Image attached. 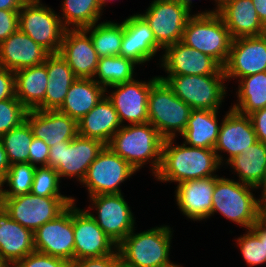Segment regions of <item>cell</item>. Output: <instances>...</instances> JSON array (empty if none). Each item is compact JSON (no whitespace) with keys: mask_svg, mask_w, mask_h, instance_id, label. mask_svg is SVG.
I'll return each instance as SVG.
<instances>
[{"mask_svg":"<svg viewBox=\"0 0 266 267\" xmlns=\"http://www.w3.org/2000/svg\"><path fill=\"white\" fill-rule=\"evenodd\" d=\"M174 144V138L164 139L160 167L154 175L156 180L178 184L218 176L215 173L221 165L214 149Z\"/></svg>","mask_w":266,"mask_h":267,"instance_id":"obj_1","label":"cell"},{"mask_svg":"<svg viewBox=\"0 0 266 267\" xmlns=\"http://www.w3.org/2000/svg\"><path fill=\"white\" fill-rule=\"evenodd\" d=\"M163 142L164 138L157 129L147 122L121 126L107 147L127 161L136 172L149 162L154 176L160 167Z\"/></svg>","mask_w":266,"mask_h":267,"instance_id":"obj_2","label":"cell"},{"mask_svg":"<svg viewBox=\"0 0 266 267\" xmlns=\"http://www.w3.org/2000/svg\"><path fill=\"white\" fill-rule=\"evenodd\" d=\"M133 229L117 246L120 262L127 267H172L169 258L173 231L161 225L139 233Z\"/></svg>","mask_w":266,"mask_h":267,"instance_id":"obj_3","label":"cell"},{"mask_svg":"<svg viewBox=\"0 0 266 267\" xmlns=\"http://www.w3.org/2000/svg\"><path fill=\"white\" fill-rule=\"evenodd\" d=\"M255 189L238 180L216 176L211 216L220 213L227 220L250 229L262 216V200L252 193Z\"/></svg>","mask_w":266,"mask_h":267,"instance_id":"obj_4","label":"cell"},{"mask_svg":"<svg viewBox=\"0 0 266 267\" xmlns=\"http://www.w3.org/2000/svg\"><path fill=\"white\" fill-rule=\"evenodd\" d=\"M182 42L209 55L224 67L229 58L232 38L220 15L205 10L189 18Z\"/></svg>","mask_w":266,"mask_h":267,"instance_id":"obj_5","label":"cell"},{"mask_svg":"<svg viewBox=\"0 0 266 267\" xmlns=\"http://www.w3.org/2000/svg\"><path fill=\"white\" fill-rule=\"evenodd\" d=\"M191 111L192 108L177 97L163 79L158 78L152 84L148 97V122L164 139L176 140L184 132Z\"/></svg>","mask_w":266,"mask_h":267,"instance_id":"obj_6","label":"cell"},{"mask_svg":"<svg viewBox=\"0 0 266 267\" xmlns=\"http://www.w3.org/2000/svg\"><path fill=\"white\" fill-rule=\"evenodd\" d=\"M192 109L219 110L227 94L225 75L158 76Z\"/></svg>","mask_w":266,"mask_h":267,"instance_id":"obj_7","label":"cell"},{"mask_svg":"<svg viewBox=\"0 0 266 267\" xmlns=\"http://www.w3.org/2000/svg\"><path fill=\"white\" fill-rule=\"evenodd\" d=\"M18 27L49 54L60 52L66 29L57 12L41 0H26L22 4Z\"/></svg>","mask_w":266,"mask_h":267,"instance_id":"obj_8","label":"cell"},{"mask_svg":"<svg viewBox=\"0 0 266 267\" xmlns=\"http://www.w3.org/2000/svg\"><path fill=\"white\" fill-rule=\"evenodd\" d=\"M73 197H40L31 192L16 197H2L0 205L10 218L32 232L56 219L73 202Z\"/></svg>","mask_w":266,"mask_h":267,"instance_id":"obj_9","label":"cell"},{"mask_svg":"<svg viewBox=\"0 0 266 267\" xmlns=\"http://www.w3.org/2000/svg\"><path fill=\"white\" fill-rule=\"evenodd\" d=\"M106 145L101 141L77 135L70 142L50 147L48 166L62 178H76L82 182L89 166Z\"/></svg>","mask_w":266,"mask_h":267,"instance_id":"obj_10","label":"cell"},{"mask_svg":"<svg viewBox=\"0 0 266 267\" xmlns=\"http://www.w3.org/2000/svg\"><path fill=\"white\" fill-rule=\"evenodd\" d=\"M136 173L133 167L105 146L89 166L82 184L88 197L101 194H120L121 183Z\"/></svg>","mask_w":266,"mask_h":267,"instance_id":"obj_11","label":"cell"},{"mask_svg":"<svg viewBox=\"0 0 266 267\" xmlns=\"http://www.w3.org/2000/svg\"><path fill=\"white\" fill-rule=\"evenodd\" d=\"M89 200L92 205L85 210L117 246L136 228L134 214L123 193L94 195Z\"/></svg>","mask_w":266,"mask_h":267,"instance_id":"obj_12","label":"cell"},{"mask_svg":"<svg viewBox=\"0 0 266 267\" xmlns=\"http://www.w3.org/2000/svg\"><path fill=\"white\" fill-rule=\"evenodd\" d=\"M175 0H154L140 15L149 24L156 42L165 47L182 41L185 25L193 15Z\"/></svg>","mask_w":266,"mask_h":267,"instance_id":"obj_13","label":"cell"},{"mask_svg":"<svg viewBox=\"0 0 266 267\" xmlns=\"http://www.w3.org/2000/svg\"><path fill=\"white\" fill-rule=\"evenodd\" d=\"M158 78V76L152 77L148 82L138 81L135 78L130 82L109 87L112 88V92L106 90V96L113 104L122 126L125 125L126 121L128 125L129 123L143 124L148 122L149 92L152 84Z\"/></svg>","mask_w":266,"mask_h":267,"instance_id":"obj_14","label":"cell"},{"mask_svg":"<svg viewBox=\"0 0 266 267\" xmlns=\"http://www.w3.org/2000/svg\"><path fill=\"white\" fill-rule=\"evenodd\" d=\"M35 251L54 257L74 260L73 203L56 219L48 221L35 232Z\"/></svg>","mask_w":266,"mask_h":267,"instance_id":"obj_15","label":"cell"},{"mask_svg":"<svg viewBox=\"0 0 266 267\" xmlns=\"http://www.w3.org/2000/svg\"><path fill=\"white\" fill-rule=\"evenodd\" d=\"M227 80L266 71V35L232 39L230 54L223 67Z\"/></svg>","mask_w":266,"mask_h":267,"instance_id":"obj_16","label":"cell"},{"mask_svg":"<svg viewBox=\"0 0 266 267\" xmlns=\"http://www.w3.org/2000/svg\"><path fill=\"white\" fill-rule=\"evenodd\" d=\"M163 52L160 68L168 75H225L215 59L182 41L165 47Z\"/></svg>","mask_w":266,"mask_h":267,"instance_id":"obj_17","label":"cell"},{"mask_svg":"<svg viewBox=\"0 0 266 267\" xmlns=\"http://www.w3.org/2000/svg\"><path fill=\"white\" fill-rule=\"evenodd\" d=\"M74 260L115 253L117 245L92 216L73 202Z\"/></svg>","mask_w":266,"mask_h":267,"instance_id":"obj_18","label":"cell"},{"mask_svg":"<svg viewBox=\"0 0 266 267\" xmlns=\"http://www.w3.org/2000/svg\"><path fill=\"white\" fill-rule=\"evenodd\" d=\"M257 141L250 117L230 108L221 121L219 135L214 146L221 167L233 157L246 152ZM222 152L227 153L229 157L225 159Z\"/></svg>","mask_w":266,"mask_h":267,"instance_id":"obj_19","label":"cell"},{"mask_svg":"<svg viewBox=\"0 0 266 267\" xmlns=\"http://www.w3.org/2000/svg\"><path fill=\"white\" fill-rule=\"evenodd\" d=\"M123 38L120 56L128 58L138 66L155 57L163 48L156 42L146 20L138 13L123 20ZM158 51V52H157Z\"/></svg>","mask_w":266,"mask_h":267,"instance_id":"obj_20","label":"cell"},{"mask_svg":"<svg viewBox=\"0 0 266 267\" xmlns=\"http://www.w3.org/2000/svg\"><path fill=\"white\" fill-rule=\"evenodd\" d=\"M25 120L31 127L33 136L49 147L60 142H70L78 135V122L58 110H29Z\"/></svg>","mask_w":266,"mask_h":267,"instance_id":"obj_21","label":"cell"},{"mask_svg":"<svg viewBox=\"0 0 266 267\" xmlns=\"http://www.w3.org/2000/svg\"><path fill=\"white\" fill-rule=\"evenodd\" d=\"M215 183L216 176H211L177 184L174 196L178 208L185 217L193 221H206L211 217Z\"/></svg>","mask_w":266,"mask_h":267,"instance_id":"obj_22","label":"cell"},{"mask_svg":"<svg viewBox=\"0 0 266 267\" xmlns=\"http://www.w3.org/2000/svg\"><path fill=\"white\" fill-rule=\"evenodd\" d=\"M59 53L77 78L93 79L99 56L90 36L83 29L65 30Z\"/></svg>","mask_w":266,"mask_h":267,"instance_id":"obj_23","label":"cell"},{"mask_svg":"<svg viewBox=\"0 0 266 267\" xmlns=\"http://www.w3.org/2000/svg\"><path fill=\"white\" fill-rule=\"evenodd\" d=\"M49 53L19 28L0 43V67L13 72L45 62Z\"/></svg>","mask_w":266,"mask_h":267,"instance_id":"obj_24","label":"cell"},{"mask_svg":"<svg viewBox=\"0 0 266 267\" xmlns=\"http://www.w3.org/2000/svg\"><path fill=\"white\" fill-rule=\"evenodd\" d=\"M33 251V232L11 219L0 205V256L13 267Z\"/></svg>","mask_w":266,"mask_h":267,"instance_id":"obj_25","label":"cell"},{"mask_svg":"<svg viewBox=\"0 0 266 267\" xmlns=\"http://www.w3.org/2000/svg\"><path fill=\"white\" fill-rule=\"evenodd\" d=\"M119 116L105 95L96 106L78 122V135L101 141L106 146L121 128Z\"/></svg>","mask_w":266,"mask_h":267,"instance_id":"obj_26","label":"cell"},{"mask_svg":"<svg viewBox=\"0 0 266 267\" xmlns=\"http://www.w3.org/2000/svg\"><path fill=\"white\" fill-rule=\"evenodd\" d=\"M45 66L47 68L48 84L45 100L37 109L58 110L77 77L60 53L49 54L45 59Z\"/></svg>","mask_w":266,"mask_h":267,"instance_id":"obj_27","label":"cell"},{"mask_svg":"<svg viewBox=\"0 0 266 267\" xmlns=\"http://www.w3.org/2000/svg\"><path fill=\"white\" fill-rule=\"evenodd\" d=\"M232 39L264 35L263 25L252 0H234L217 12Z\"/></svg>","mask_w":266,"mask_h":267,"instance_id":"obj_28","label":"cell"},{"mask_svg":"<svg viewBox=\"0 0 266 267\" xmlns=\"http://www.w3.org/2000/svg\"><path fill=\"white\" fill-rule=\"evenodd\" d=\"M105 95L106 89L93 79L77 78L58 111L79 122Z\"/></svg>","mask_w":266,"mask_h":267,"instance_id":"obj_29","label":"cell"},{"mask_svg":"<svg viewBox=\"0 0 266 267\" xmlns=\"http://www.w3.org/2000/svg\"><path fill=\"white\" fill-rule=\"evenodd\" d=\"M15 73V96L29 110L37 109L45 100L48 74L45 62L19 69Z\"/></svg>","mask_w":266,"mask_h":267,"instance_id":"obj_30","label":"cell"},{"mask_svg":"<svg viewBox=\"0 0 266 267\" xmlns=\"http://www.w3.org/2000/svg\"><path fill=\"white\" fill-rule=\"evenodd\" d=\"M218 110L192 109L187 126L181 136L185 144L214 149L220 131Z\"/></svg>","mask_w":266,"mask_h":267,"instance_id":"obj_31","label":"cell"},{"mask_svg":"<svg viewBox=\"0 0 266 267\" xmlns=\"http://www.w3.org/2000/svg\"><path fill=\"white\" fill-rule=\"evenodd\" d=\"M226 164L237 174L239 182L257 188L266 172V144L257 141L246 152L233 157Z\"/></svg>","mask_w":266,"mask_h":267,"instance_id":"obj_32","label":"cell"},{"mask_svg":"<svg viewBox=\"0 0 266 267\" xmlns=\"http://www.w3.org/2000/svg\"><path fill=\"white\" fill-rule=\"evenodd\" d=\"M238 82L237 103L230 106L243 115L266 107V71L243 77Z\"/></svg>","mask_w":266,"mask_h":267,"instance_id":"obj_33","label":"cell"},{"mask_svg":"<svg viewBox=\"0 0 266 267\" xmlns=\"http://www.w3.org/2000/svg\"><path fill=\"white\" fill-rule=\"evenodd\" d=\"M59 15L66 30H79L101 20L103 8L99 0H63Z\"/></svg>","mask_w":266,"mask_h":267,"instance_id":"obj_34","label":"cell"},{"mask_svg":"<svg viewBox=\"0 0 266 267\" xmlns=\"http://www.w3.org/2000/svg\"><path fill=\"white\" fill-rule=\"evenodd\" d=\"M136 65L132 60L120 55L99 58L93 80L106 90L111 86L130 82L135 78Z\"/></svg>","mask_w":266,"mask_h":267,"instance_id":"obj_35","label":"cell"},{"mask_svg":"<svg viewBox=\"0 0 266 267\" xmlns=\"http://www.w3.org/2000/svg\"><path fill=\"white\" fill-rule=\"evenodd\" d=\"M83 30L90 36L99 58L119 55L123 38L122 22L101 21Z\"/></svg>","mask_w":266,"mask_h":267,"instance_id":"obj_36","label":"cell"},{"mask_svg":"<svg viewBox=\"0 0 266 267\" xmlns=\"http://www.w3.org/2000/svg\"><path fill=\"white\" fill-rule=\"evenodd\" d=\"M33 138L32 129L26 120L0 138L11 165L29 163V150Z\"/></svg>","mask_w":266,"mask_h":267,"instance_id":"obj_37","label":"cell"},{"mask_svg":"<svg viewBox=\"0 0 266 267\" xmlns=\"http://www.w3.org/2000/svg\"><path fill=\"white\" fill-rule=\"evenodd\" d=\"M36 166L30 163H16L10 166L6 176L2 179L3 187L7 183L8 189H2V197H16L31 192Z\"/></svg>","mask_w":266,"mask_h":267,"instance_id":"obj_38","label":"cell"},{"mask_svg":"<svg viewBox=\"0 0 266 267\" xmlns=\"http://www.w3.org/2000/svg\"><path fill=\"white\" fill-rule=\"evenodd\" d=\"M60 177L50 166H37L34 172L31 193L40 197H71L60 192Z\"/></svg>","mask_w":266,"mask_h":267,"instance_id":"obj_39","label":"cell"},{"mask_svg":"<svg viewBox=\"0 0 266 267\" xmlns=\"http://www.w3.org/2000/svg\"><path fill=\"white\" fill-rule=\"evenodd\" d=\"M243 260L250 267L266 264L265 238H258L250 229L236 240Z\"/></svg>","mask_w":266,"mask_h":267,"instance_id":"obj_40","label":"cell"},{"mask_svg":"<svg viewBox=\"0 0 266 267\" xmlns=\"http://www.w3.org/2000/svg\"><path fill=\"white\" fill-rule=\"evenodd\" d=\"M27 111L16 96L0 101V138L24 122Z\"/></svg>","mask_w":266,"mask_h":267,"instance_id":"obj_41","label":"cell"},{"mask_svg":"<svg viewBox=\"0 0 266 267\" xmlns=\"http://www.w3.org/2000/svg\"><path fill=\"white\" fill-rule=\"evenodd\" d=\"M69 264L65 259L33 251L13 267H69Z\"/></svg>","mask_w":266,"mask_h":267,"instance_id":"obj_42","label":"cell"},{"mask_svg":"<svg viewBox=\"0 0 266 267\" xmlns=\"http://www.w3.org/2000/svg\"><path fill=\"white\" fill-rule=\"evenodd\" d=\"M119 262L120 256L117 250L115 253L101 257L73 260L69 267H115Z\"/></svg>","mask_w":266,"mask_h":267,"instance_id":"obj_43","label":"cell"},{"mask_svg":"<svg viewBox=\"0 0 266 267\" xmlns=\"http://www.w3.org/2000/svg\"><path fill=\"white\" fill-rule=\"evenodd\" d=\"M50 147L39 138L34 137L29 150V163L34 166H48ZM38 164V165H37Z\"/></svg>","mask_w":266,"mask_h":267,"instance_id":"obj_44","label":"cell"},{"mask_svg":"<svg viewBox=\"0 0 266 267\" xmlns=\"http://www.w3.org/2000/svg\"><path fill=\"white\" fill-rule=\"evenodd\" d=\"M18 20L19 11L0 10V43L19 28Z\"/></svg>","mask_w":266,"mask_h":267,"instance_id":"obj_45","label":"cell"},{"mask_svg":"<svg viewBox=\"0 0 266 267\" xmlns=\"http://www.w3.org/2000/svg\"><path fill=\"white\" fill-rule=\"evenodd\" d=\"M15 97V73L0 67V101Z\"/></svg>","mask_w":266,"mask_h":267,"instance_id":"obj_46","label":"cell"},{"mask_svg":"<svg viewBox=\"0 0 266 267\" xmlns=\"http://www.w3.org/2000/svg\"><path fill=\"white\" fill-rule=\"evenodd\" d=\"M257 140L266 144V107L249 115Z\"/></svg>","mask_w":266,"mask_h":267,"instance_id":"obj_47","label":"cell"},{"mask_svg":"<svg viewBox=\"0 0 266 267\" xmlns=\"http://www.w3.org/2000/svg\"><path fill=\"white\" fill-rule=\"evenodd\" d=\"M258 17L262 22L264 33L266 34V0H252Z\"/></svg>","mask_w":266,"mask_h":267,"instance_id":"obj_48","label":"cell"},{"mask_svg":"<svg viewBox=\"0 0 266 267\" xmlns=\"http://www.w3.org/2000/svg\"><path fill=\"white\" fill-rule=\"evenodd\" d=\"M250 230L258 237L265 238L266 247V218L261 216L256 223L250 228Z\"/></svg>","mask_w":266,"mask_h":267,"instance_id":"obj_49","label":"cell"},{"mask_svg":"<svg viewBox=\"0 0 266 267\" xmlns=\"http://www.w3.org/2000/svg\"><path fill=\"white\" fill-rule=\"evenodd\" d=\"M10 166H11V164L8 161L7 153L3 147L2 141L0 139V177L2 179L6 176Z\"/></svg>","mask_w":266,"mask_h":267,"instance_id":"obj_50","label":"cell"},{"mask_svg":"<svg viewBox=\"0 0 266 267\" xmlns=\"http://www.w3.org/2000/svg\"><path fill=\"white\" fill-rule=\"evenodd\" d=\"M26 0H0V10L20 11Z\"/></svg>","mask_w":266,"mask_h":267,"instance_id":"obj_51","label":"cell"},{"mask_svg":"<svg viewBox=\"0 0 266 267\" xmlns=\"http://www.w3.org/2000/svg\"><path fill=\"white\" fill-rule=\"evenodd\" d=\"M216 8L212 10V12H218L220 9H222L226 4L230 3L234 0H214Z\"/></svg>","mask_w":266,"mask_h":267,"instance_id":"obj_52","label":"cell"},{"mask_svg":"<svg viewBox=\"0 0 266 267\" xmlns=\"http://www.w3.org/2000/svg\"><path fill=\"white\" fill-rule=\"evenodd\" d=\"M260 189L261 191V200H263L264 198H266V172H265V176L263 181L261 182V184L257 187V190Z\"/></svg>","mask_w":266,"mask_h":267,"instance_id":"obj_53","label":"cell"},{"mask_svg":"<svg viewBox=\"0 0 266 267\" xmlns=\"http://www.w3.org/2000/svg\"><path fill=\"white\" fill-rule=\"evenodd\" d=\"M177 1L180 5H183L185 8H187L190 12L191 11V7H192V0H175Z\"/></svg>","mask_w":266,"mask_h":267,"instance_id":"obj_54","label":"cell"},{"mask_svg":"<svg viewBox=\"0 0 266 267\" xmlns=\"http://www.w3.org/2000/svg\"><path fill=\"white\" fill-rule=\"evenodd\" d=\"M262 216L266 218V198L262 200Z\"/></svg>","mask_w":266,"mask_h":267,"instance_id":"obj_55","label":"cell"},{"mask_svg":"<svg viewBox=\"0 0 266 267\" xmlns=\"http://www.w3.org/2000/svg\"><path fill=\"white\" fill-rule=\"evenodd\" d=\"M0 267H12V266L0 256Z\"/></svg>","mask_w":266,"mask_h":267,"instance_id":"obj_56","label":"cell"},{"mask_svg":"<svg viewBox=\"0 0 266 267\" xmlns=\"http://www.w3.org/2000/svg\"><path fill=\"white\" fill-rule=\"evenodd\" d=\"M108 1H113V0H99L100 5L102 6L103 9L106 6V4H107Z\"/></svg>","mask_w":266,"mask_h":267,"instance_id":"obj_57","label":"cell"},{"mask_svg":"<svg viewBox=\"0 0 266 267\" xmlns=\"http://www.w3.org/2000/svg\"><path fill=\"white\" fill-rule=\"evenodd\" d=\"M2 189H3V183H2V178L0 177V203L2 199Z\"/></svg>","mask_w":266,"mask_h":267,"instance_id":"obj_58","label":"cell"},{"mask_svg":"<svg viewBox=\"0 0 266 267\" xmlns=\"http://www.w3.org/2000/svg\"><path fill=\"white\" fill-rule=\"evenodd\" d=\"M115 267H127L123 263L119 262Z\"/></svg>","mask_w":266,"mask_h":267,"instance_id":"obj_59","label":"cell"},{"mask_svg":"<svg viewBox=\"0 0 266 267\" xmlns=\"http://www.w3.org/2000/svg\"><path fill=\"white\" fill-rule=\"evenodd\" d=\"M172 267H182V266H180V265L176 264V265H174V266H172Z\"/></svg>","mask_w":266,"mask_h":267,"instance_id":"obj_60","label":"cell"}]
</instances>
